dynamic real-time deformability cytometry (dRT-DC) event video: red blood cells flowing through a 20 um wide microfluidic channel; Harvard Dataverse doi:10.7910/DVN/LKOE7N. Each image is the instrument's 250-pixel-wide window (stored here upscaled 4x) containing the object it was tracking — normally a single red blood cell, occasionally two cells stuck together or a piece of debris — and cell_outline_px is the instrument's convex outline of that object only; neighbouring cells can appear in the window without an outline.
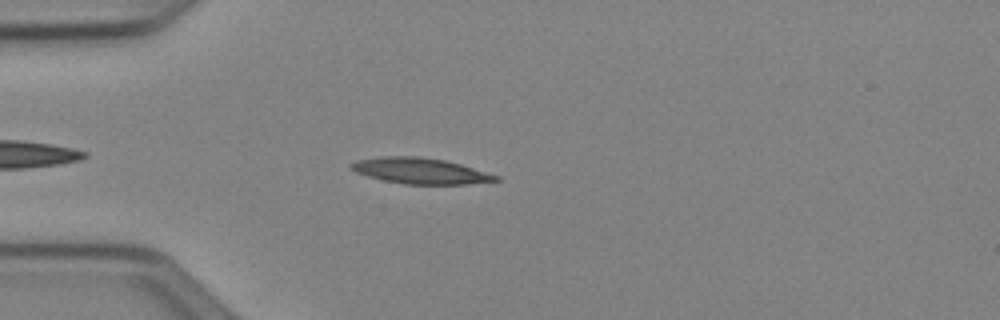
{"species": "Egyptian fruit bat (a non-hibernating species)", "species_latin": "Rousettus aegyptiacus", "temperature_condition": "cold", "stored_images_in_passage": 28, "camera_frame_rate_fps": 3000, "um_per_image_px": 0.085, "animal": {"sex": "female"}, "frame": {"image": 1, "passage_image": 2, "time_ms": 0.333, "image_size_px": [1000, 320], "cell_outline_px": [[500, 180], [468, 184], [404, 184], [384, 180], [368, 176], [356, 172], [348, 164], [356, 160], [380, 156], [416, 156], [444, 160], [460, 164], [500, 176]], "centroid_in_image_um": [35.72, 14.52], "position_along_channel_um": 49.3, "area_um2": 21.68}}
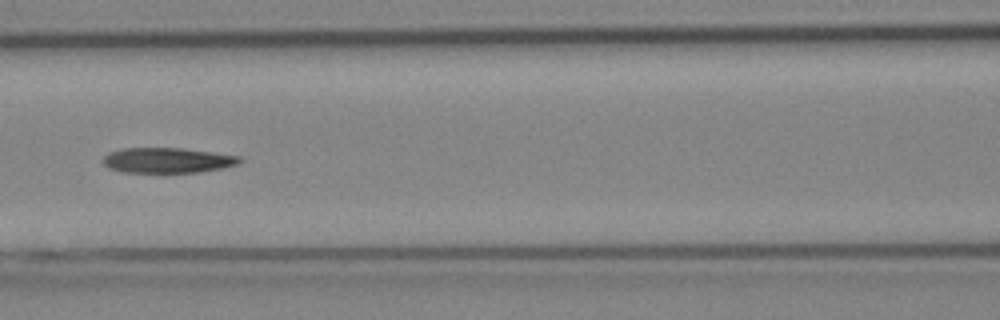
{"frame": {"image": 2, "passage_image": 11, "time_ms": 3.333, "image_size_px": [1000, 320], "cell_outline_px": [[244, 160], [240, 164], [224, 168], [200, 172], [124, 172], [108, 168], [104, 164], [104, 156], [108, 152], [124, 148], [184, 148], [240, 156]], "centroid_in_image_um": [14.29, 13.62], "position_along_channel_um": 152.3, "area_um2": 20.23}}
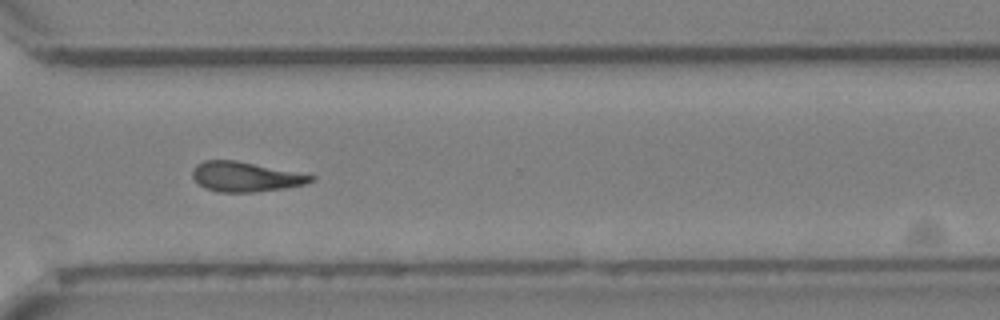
{"frame": {"image": 3, "passage_image": 26, "time_ms": 8.333, "image_size_px": [1000, 320], "cell_outline_px": [[316, 176], [312, 180], [304, 184], [284, 188], [256, 192], [216, 192], [204, 188], [192, 176], [192, 168], [196, 164], [204, 160], [236, 160]], "centroid_in_image_um": [20.81, 15.02], "position_along_channel_um": 349.8, "area_um2": 20.46}}